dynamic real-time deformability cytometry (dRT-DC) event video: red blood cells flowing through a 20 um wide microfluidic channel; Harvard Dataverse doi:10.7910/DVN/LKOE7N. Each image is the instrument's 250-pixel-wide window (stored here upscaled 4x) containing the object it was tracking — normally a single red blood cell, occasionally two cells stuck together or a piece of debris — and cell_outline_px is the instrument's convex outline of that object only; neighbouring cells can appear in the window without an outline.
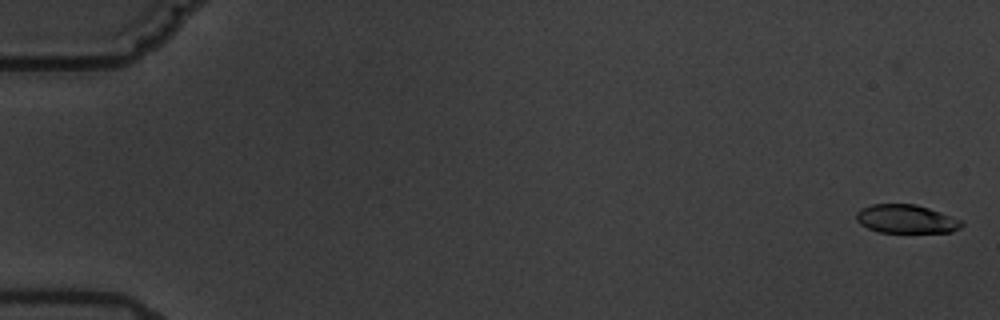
{"species": "common noctule bat (a hibernating species)", "species_latin": "Nyctalus noctula", "temperature_condition": "warm", "stored_images_in_passage": 4, "camera_frame_rate_fps": 3000, "um_per_image_px": 0.085, "animal": {"sex": "male", "body_mass_g": 19.5, "forearm_length_mm": 54.6}, "frame": {"image": 1, "passage_image": 1, "time_ms": 0.0, "image_size_px": [1000, 320], "cell_outline_px": [[964, 224], [960, 228], [952, 232], [880, 232], [868, 228], [860, 224], [856, 220], [856, 212], [872, 204], [916, 204], [940, 212], [960, 220]], "centroid_in_image_um": [77.02, 18.61], "position_along_channel_um": 8.0, "area_um2": 17.34}}